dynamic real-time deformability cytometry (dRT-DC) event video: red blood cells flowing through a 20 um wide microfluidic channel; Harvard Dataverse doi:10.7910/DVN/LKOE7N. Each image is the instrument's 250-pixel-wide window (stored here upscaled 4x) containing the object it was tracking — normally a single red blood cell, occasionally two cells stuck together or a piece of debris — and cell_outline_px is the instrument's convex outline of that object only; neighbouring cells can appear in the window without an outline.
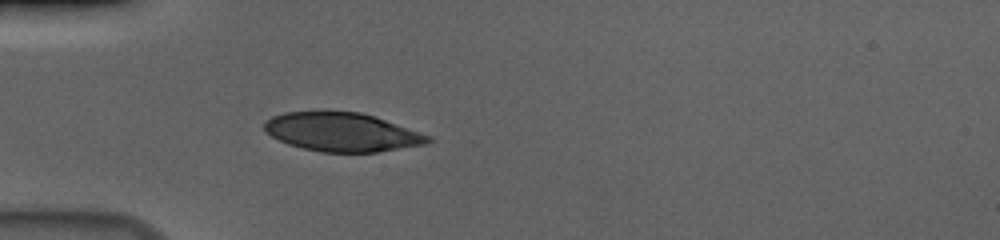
{"species": "human", "species_latin": "Homo sapiens", "temperature_condition": "cold", "stored_images_in_passage": 40, "camera_frame_rate_fps": 3000, "um_per_image_px": 0.085, "donor": {"sex": "male"}, "frame": {"image": 1, "passage_image": 1, "time_ms": 0.0, "image_size_px": [1000, 240], "cell_outline_px": [[432, 140], [428, 144], [376, 152], [320, 152], [288, 144], [272, 136], [264, 128], [264, 120], [272, 116], [284, 112], [360, 112], [432, 136]], "centroid_in_image_um": [29.07, 11.24], "position_along_channel_um": 55.9, "area_um2": 36.53}}
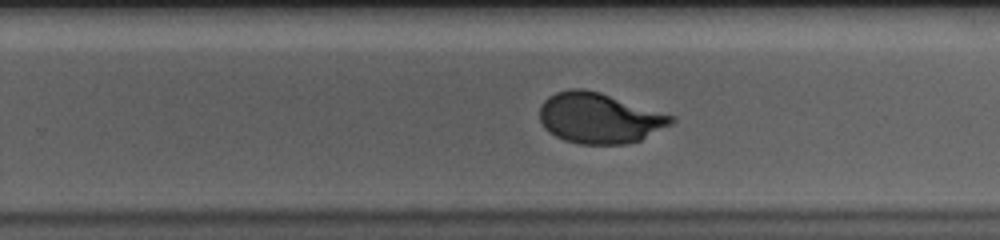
{"frame": {"image": 2, "passage_image": 20, "time_ms": 6.333, "image_size_px": [1000, 240], "cell_outline_px": [[676, 120], [672, 124], [640, 140], [628, 144], [580, 144], [564, 140], [548, 132], [544, 128], [540, 120], [540, 104], [548, 96], [556, 92], [568, 88], [580, 88], [600, 92], [676, 116]], "centroid_in_image_um": [50.94, 10.03], "position_along_channel_um": 278.9, "area_um2": 39.02}}
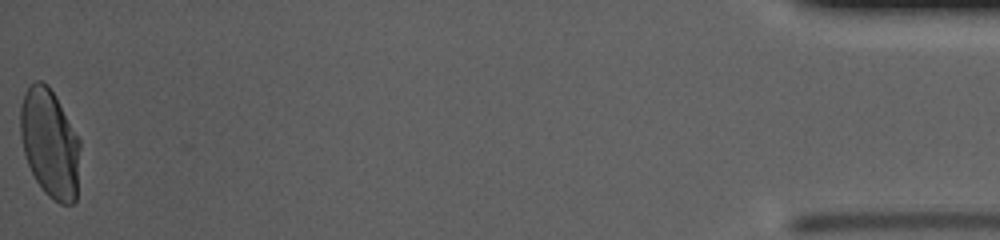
{"frame": {"image": 3, "passage_image": 40, "time_ms": 13.0, "image_size_px": [1000, 240], "cell_outline_px": [[80, 148], [76, 200], [72, 204], [60, 204], [48, 196], [44, 192], [36, 180], [28, 164], [24, 152], [20, 136], [20, 104], [24, 92], [36, 80], [40, 80], [48, 84], [56, 96], [80, 140]], "centroid_in_image_um": [4.23, 12.17], "position_along_channel_um": 431.0, "area_um2": 37.92}, "authors_computed_cell_mechanics": {"area_um2": 38.8994, "velocity_mm_per_s": 3.6639, "shape_relaxation_time_tau1_ms": 5.0194, "shape_relaxation_time_tau2_ms": null, "deformation_change_tau1": 0.1916, "deformation_change_tau2": null}}